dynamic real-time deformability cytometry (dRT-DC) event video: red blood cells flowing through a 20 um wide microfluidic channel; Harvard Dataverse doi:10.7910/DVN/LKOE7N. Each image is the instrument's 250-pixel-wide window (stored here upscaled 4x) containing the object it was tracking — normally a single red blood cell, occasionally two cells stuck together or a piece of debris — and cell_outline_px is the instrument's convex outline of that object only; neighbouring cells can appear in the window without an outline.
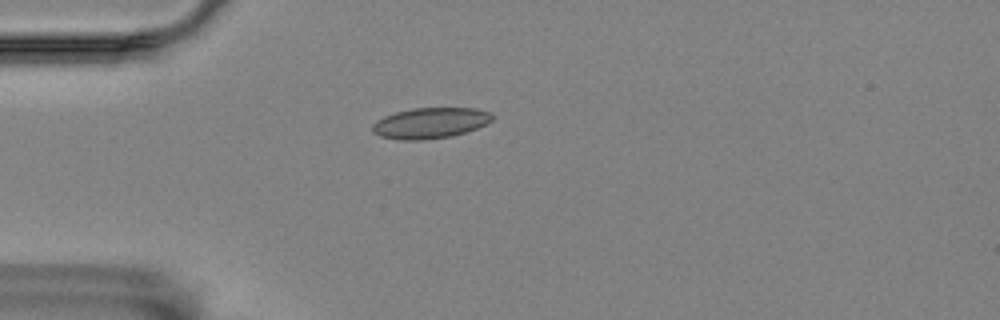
{"species": "Egyptian fruit bat (a non-hibernating species)", "species_latin": "Rousettus aegyptiacus", "temperature_condition": "room temperature", "stored_images_in_passage": 6, "camera_frame_rate_fps": 3000, "um_per_image_px": 0.085, "animal": {"sex": "female"}, "frame": {"image": 1, "passage_image": 1, "time_ms": 0.0, "image_size_px": [1000, 320], "cell_outline_px": [[496, 116], [492, 120], [476, 128], [452, 136], [424, 140], [400, 140], [380, 136], [372, 132], [372, 124], [376, 120], [384, 116], [396, 112], [412, 108], [476, 108], [488, 112]], "centroid_in_image_um": [36.54, 10.46], "position_along_channel_um": 48.5, "area_um2": 21.5}}
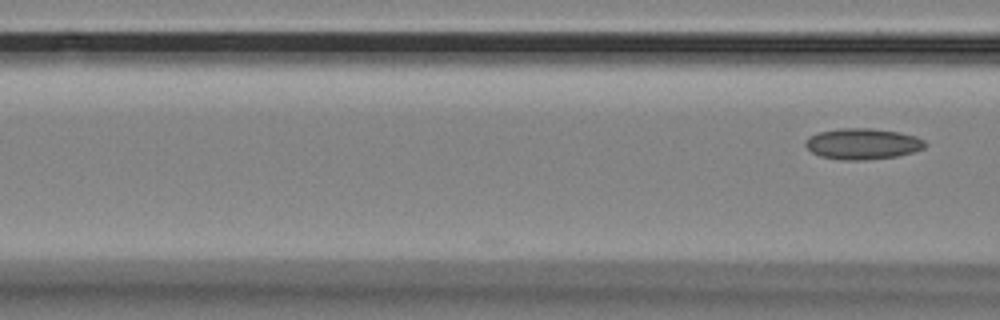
{"frame": {"image": 2, "passage_image": 6, "time_ms": 1.667, "image_size_px": [1000, 320], "cell_outline_px": [[928, 144], [924, 148], [912, 152], [896, 156], [864, 160], [840, 160], [820, 156], [812, 152], [804, 144], [804, 140], [808, 136], [820, 132], [840, 128], [872, 128], [900, 132], [916, 136], [924, 140]], "centroid_in_image_um": [73.31, 12.22], "position_along_channel_um": 93.3, "area_um2": 21.73}}